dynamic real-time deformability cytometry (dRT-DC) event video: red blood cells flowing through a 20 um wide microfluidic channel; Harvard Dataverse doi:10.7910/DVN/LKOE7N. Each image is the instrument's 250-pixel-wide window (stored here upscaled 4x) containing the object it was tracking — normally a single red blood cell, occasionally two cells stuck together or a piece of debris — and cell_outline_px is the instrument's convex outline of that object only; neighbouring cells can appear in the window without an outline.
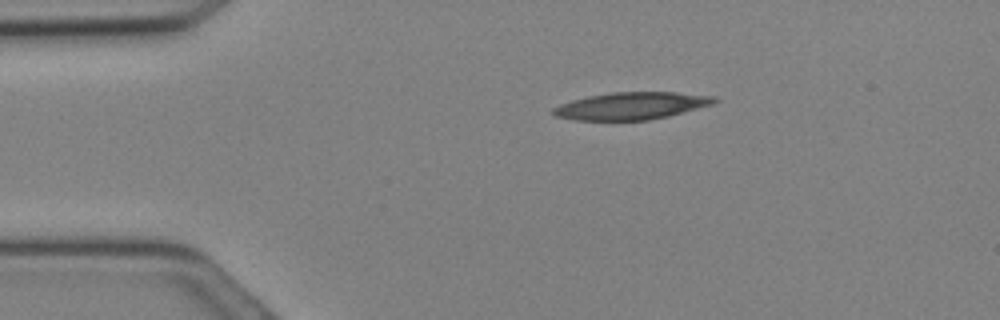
{"species": "Egyptian fruit bat (a non-hibernating species)", "species_latin": "Rousettus aegyptiacus", "temperature_condition": "cold", "stored_images_in_passage": 9, "camera_frame_rate_fps": 3000, "um_per_image_px": 0.085, "animal": {"sex": "female"}, "frame": {"image": 1, "passage_image": 4, "time_ms": 1.0, "image_size_px": [1000, 320], "cell_outline_px": [[720, 100], [712, 104], [668, 116], [648, 120], [576, 120], [552, 116], [552, 108], [560, 104], [572, 100], [588, 96], [612, 92], [676, 92], [712, 96]], "centroid_in_image_um": [53.62, 9.0], "position_along_channel_um": 31.4, "area_um2": 25.55}}
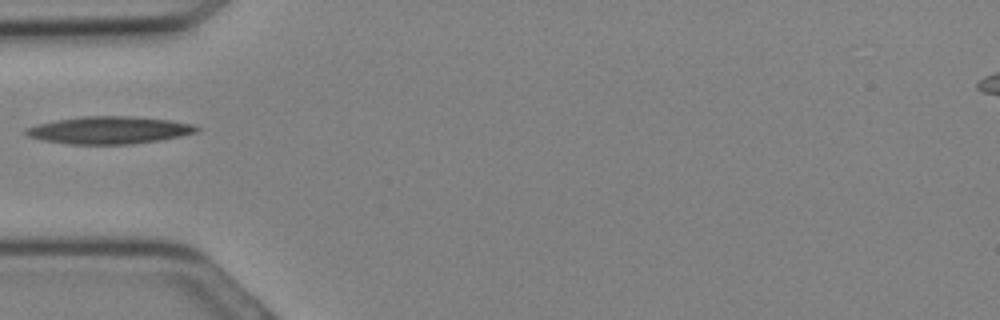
{"frame": {"image": 2, "passage_image": 8, "time_ms": 2.333, "image_size_px": [1000, 320], "cell_outline_px": [[200, 128], [196, 132], [180, 136], [160, 140], [132, 144], [68, 144], [44, 140], [28, 136], [24, 132], [24, 128], [56, 120], [84, 116], [132, 116], [168, 120], [192, 124]], "centroid_in_image_um": [9.28, 11.06], "position_along_channel_um": 75.7, "area_um2": 27.05}}